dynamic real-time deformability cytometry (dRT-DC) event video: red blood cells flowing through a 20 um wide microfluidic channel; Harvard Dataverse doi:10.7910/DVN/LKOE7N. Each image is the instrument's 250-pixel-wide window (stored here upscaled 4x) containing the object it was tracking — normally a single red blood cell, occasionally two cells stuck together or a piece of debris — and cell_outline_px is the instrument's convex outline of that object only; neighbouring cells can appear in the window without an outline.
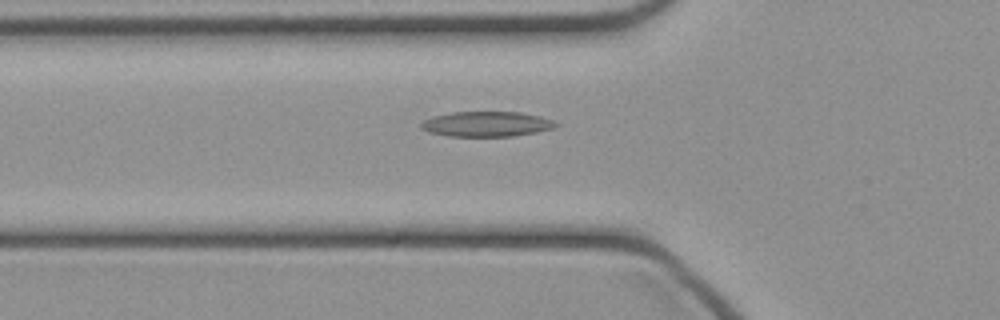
{"species": "common noctule bat (a hibernating species)", "species_latin": "Nyctalus noctula", "temperature_condition": "cold", "stored_images_in_passage": 47, "camera_frame_rate_fps": 3000, "um_per_image_px": 0.085, "animal": {"sex": "female", "body_mass_g": 21.9}, "frame": {"image": 1, "passage_image": 16, "time_ms": 5.0, "image_size_px": [1000, 320], "cell_outline_px": [[560, 124], [552, 128], [536, 132], [512, 136], [448, 136], [428, 132], [420, 128], [420, 124], [424, 120], [432, 116], [452, 112], [520, 112], [552, 120]], "centroid_in_image_um": [41.3, 10.54], "position_along_channel_um": 84.5, "area_um2": 19.59}}
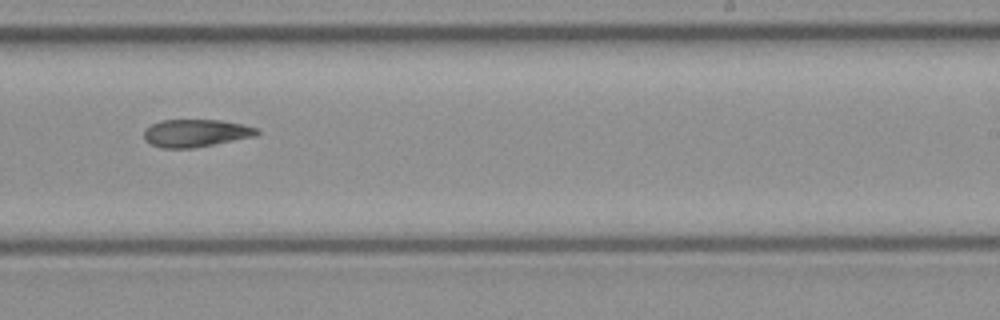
{"frame": {"image": 2, "passage_image": 29, "time_ms": 9.333, "image_size_px": [1000, 320], "cell_outline_px": [[260, 132], [256, 136], [192, 148], [160, 148], [148, 144], [144, 140], [144, 128], [160, 120], [220, 120], [244, 124], [260, 128]], "centroid_in_image_um": [16.63, 11.31], "position_along_channel_um": 272.4, "area_um2": 18.44}}
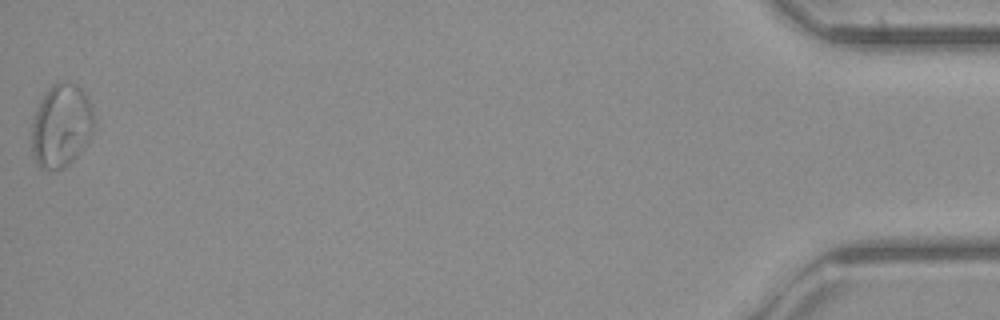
{"frame": {"image": 3, "passage_image": 47, "time_ms": 15.333, "image_size_px": [1000, 320], "cell_outline_px": [[96, 128], [88, 144], [64, 168], [40, 168], [36, 164], [32, 156], [32, 124], [40, 100], [48, 88], [52, 84], [60, 80], [68, 80], [76, 84], [88, 96], [96, 120]], "centroid_in_image_um": [5.25, 10.65], "position_along_channel_um": 429.9, "area_um2": 30.92}}